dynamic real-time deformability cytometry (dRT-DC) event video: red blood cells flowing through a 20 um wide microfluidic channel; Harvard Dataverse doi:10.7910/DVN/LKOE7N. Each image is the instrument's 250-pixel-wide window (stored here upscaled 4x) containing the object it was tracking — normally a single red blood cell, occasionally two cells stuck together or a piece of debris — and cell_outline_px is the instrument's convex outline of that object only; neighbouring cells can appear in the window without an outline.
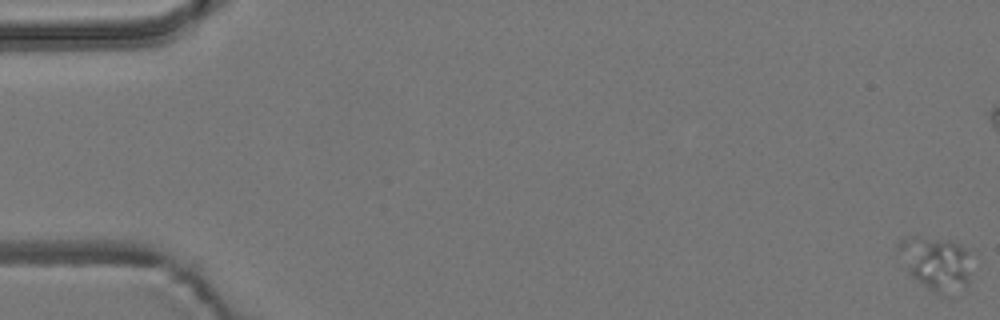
{"species": "common noctule bat (a hibernating species)", "species_latin": "Nyctalus noctula", "temperature_condition": "room temperature", "stored_images_in_passage": 7, "camera_frame_rate_fps": 3000, "um_per_image_px": 0.085, "animal": {"sex": "male", "body_mass_g": 19.2, "forearm_length_mm": 51.8}, "frame": {"image": 1, "passage_image": 1, "time_ms": 0.0, "image_size_px": [1000, 320], "cell_outline_px": [[968, 284], [940, 292], [928, 288], [912, 276], [908, 272], [896, 248], [896, 244], [900, 240], [916, 236], [940, 240], [960, 244], [968, 252]], "centroid_in_image_um": [79.47, 22.3], "position_along_channel_um": 5.5, "area_um2": 21.39}}